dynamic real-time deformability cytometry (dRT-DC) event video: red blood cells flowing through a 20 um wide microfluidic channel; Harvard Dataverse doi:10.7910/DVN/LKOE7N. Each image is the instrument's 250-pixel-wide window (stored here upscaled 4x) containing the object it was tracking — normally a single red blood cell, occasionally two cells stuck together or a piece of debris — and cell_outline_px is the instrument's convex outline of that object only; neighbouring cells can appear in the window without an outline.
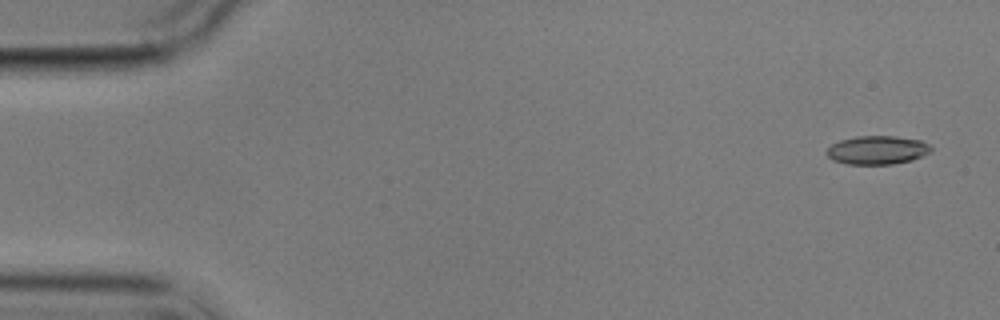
{"species": "common noctule bat (a hibernating species)", "species_latin": "Nyctalus noctula", "temperature_condition": "cold", "stored_images_in_passage": 5, "camera_frame_rate_fps": 3000, "um_per_image_px": 0.085, "animal": {"sex": "male", "body_mass_g": 17.9}, "frame": {"image": 1, "passage_image": 1, "time_ms": 0.0, "image_size_px": [1000, 320], "cell_outline_px": [[932, 152], [912, 160], [892, 164], [848, 164], [832, 160], [824, 152], [832, 144], [840, 140], [856, 136], [896, 136], [920, 140], [928, 144], [932, 148]], "centroid_in_image_um": [74.56, 12.75], "position_along_channel_um": 10.4, "area_um2": 17.46}}
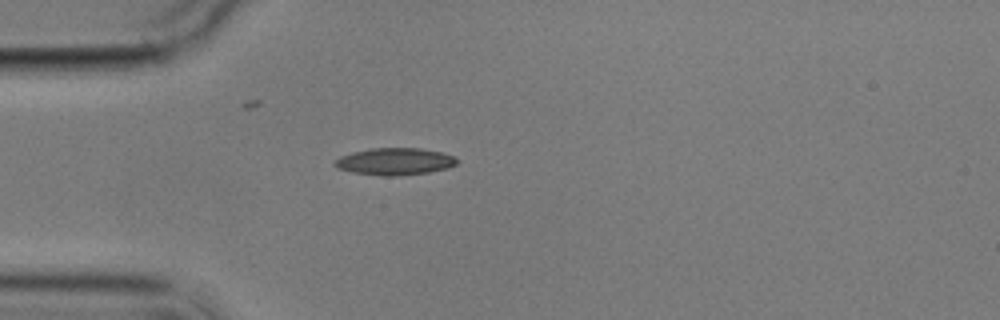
{"frame": {"image": 2, "passage_image": 5, "time_ms": 4.333, "image_size_px": [1000, 320], "cell_outline_px": [[460, 160], [456, 164], [448, 168], [428, 172], [396, 176], [384, 176], [352, 172], [336, 168], [332, 164], [340, 156], [352, 152], [372, 148], [420, 148], [440, 152], [452, 156]], "centroid_in_image_um": [33.54, 13.73], "position_along_channel_um": 51.5, "area_um2": 19.25}}